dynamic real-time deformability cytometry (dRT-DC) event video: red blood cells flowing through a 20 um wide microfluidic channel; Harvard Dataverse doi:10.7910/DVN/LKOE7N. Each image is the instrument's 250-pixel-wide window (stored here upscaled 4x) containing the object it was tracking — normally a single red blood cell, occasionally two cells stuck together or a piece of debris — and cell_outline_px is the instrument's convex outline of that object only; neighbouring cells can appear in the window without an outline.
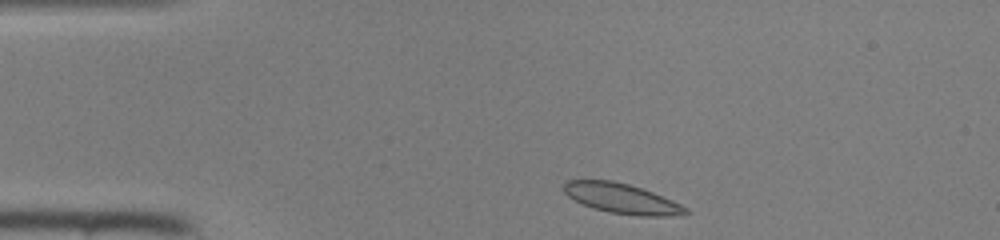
{"species": "common noctule bat (a hibernating species)", "species_latin": "Nyctalus noctula", "temperature_condition": "room temperature", "stored_images_in_passage": 39, "camera_frame_rate_fps": 3000, "um_per_image_px": 0.085, "animal": {"sex": "female", "body_mass_g": 22.0, "forearm_length_mm": 56.7}, "frame": {"image": 1, "passage_image": 1, "time_ms": 0.0, "image_size_px": [1000, 240], "cell_outline_px": [[692, 212], [676, 216], [640, 216], [608, 212], [592, 208], [568, 196], [564, 192], [564, 180], [612, 180], [628, 184], [652, 192], [672, 200], [688, 208]], "centroid_in_image_um": [52.87, 16.88], "position_along_channel_um": 32.1, "area_um2": 21.27}}
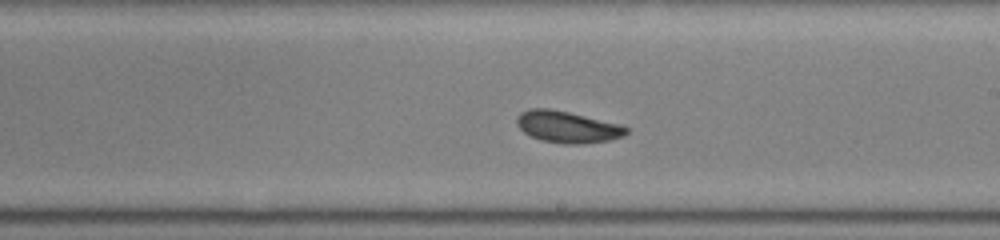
{"frame": {"image": 2, "passage_image": 19, "time_ms": 6.0, "image_size_px": [1000, 240], "cell_outline_px": [[628, 132], [624, 136], [608, 140], [584, 144], [564, 144], [540, 140], [524, 132], [516, 124], [516, 116], [520, 112], [528, 108], [548, 108], [568, 112], [624, 124], [628, 128]], "centroid_in_image_um": [48.24, 10.78], "position_along_channel_um": 240.8, "area_um2": 20.46}}
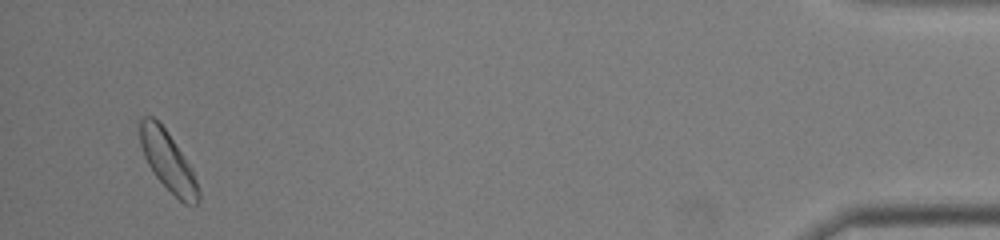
{"frame": {"image": 3, "passage_image": 37, "time_ms": 12.0, "image_size_px": [1000, 240], "cell_outline_px": [[200, 200], [196, 204], [184, 204], [156, 176], [148, 164], [144, 156], [140, 144], [140, 120], [144, 116], [152, 116], [168, 132], [188, 164], [196, 180], [200, 192]], "centroid_in_image_um": [14.26, 13.7], "position_along_channel_um": 420.9, "area_um2": 19.59}}